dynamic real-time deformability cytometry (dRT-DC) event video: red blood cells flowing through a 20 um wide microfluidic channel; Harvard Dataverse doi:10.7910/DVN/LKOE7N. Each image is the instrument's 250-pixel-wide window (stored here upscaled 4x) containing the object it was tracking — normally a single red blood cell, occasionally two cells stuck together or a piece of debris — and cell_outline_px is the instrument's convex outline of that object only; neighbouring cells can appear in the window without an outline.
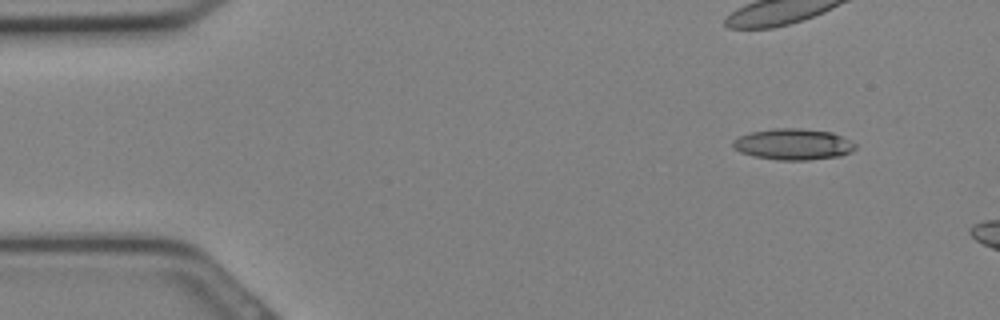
{"species": "Egyptian fruit bat (a non-hibernating species)", "species_latin": "Rousettus aegyptiacus", "temperature_condition": "cold", "stored_images_in_passage": 7, "camera_frame_rate_fps": 3000, "um_per_image_px": 0.085, "animal": {"sex": "female"}, "frame": {"image": 1, "passage_image": 3, "time_ms": 0.667, "image_size_px": [1000, 320], "cell_outline_px": [[856, 148], [852, 152], [840, 156], [808, 160], [776, 160], [752, 156], [740, 152], [732, 144], [732, 140], [740, 136], [752, 132], [776, 128], [800, 128], [832, 132], [856, 144]], "centroid_in_image_um": [67.43, 12.27], "position_along_channel_um": 17.6, "area_um2": 22.2}}